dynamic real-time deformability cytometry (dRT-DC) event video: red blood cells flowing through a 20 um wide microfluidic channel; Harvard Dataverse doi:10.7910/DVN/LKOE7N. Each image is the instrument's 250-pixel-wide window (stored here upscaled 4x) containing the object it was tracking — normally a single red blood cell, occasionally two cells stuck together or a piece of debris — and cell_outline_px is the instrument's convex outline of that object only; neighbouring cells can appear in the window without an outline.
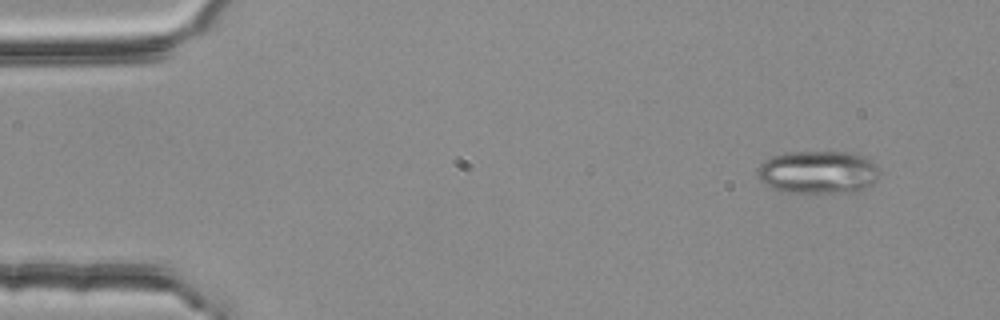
{"species": "common noctule bat (a hibernating species)", "species_latin": "Nyctalus noctula", "temperature_condition": "room temperature", "stored_images_in_passage": 4, "camera_frame_rate_fps": 3000, "um_per_image_px": 0.085, "animal": {"sex": "female", "body_mass_g": 25.1}, "frame": {"image": 1, "passage_image": 1, "time_ms": 0.0, "image_size_px": [1000, 320], "cell_outline_px": [[880, 172], [876, 180], [868, 188], [856, 192], [788, 192], [764, 184], [756, 176], [756, 172], [760, 164], [764, 160], [772, 156], [784, 152], [848, 152], [872, 160], [880, 168]], "centroid_in_image_um": [69.55, 14.63], "position_along_channel_um": 15.4, "area_um2": 30.69}}